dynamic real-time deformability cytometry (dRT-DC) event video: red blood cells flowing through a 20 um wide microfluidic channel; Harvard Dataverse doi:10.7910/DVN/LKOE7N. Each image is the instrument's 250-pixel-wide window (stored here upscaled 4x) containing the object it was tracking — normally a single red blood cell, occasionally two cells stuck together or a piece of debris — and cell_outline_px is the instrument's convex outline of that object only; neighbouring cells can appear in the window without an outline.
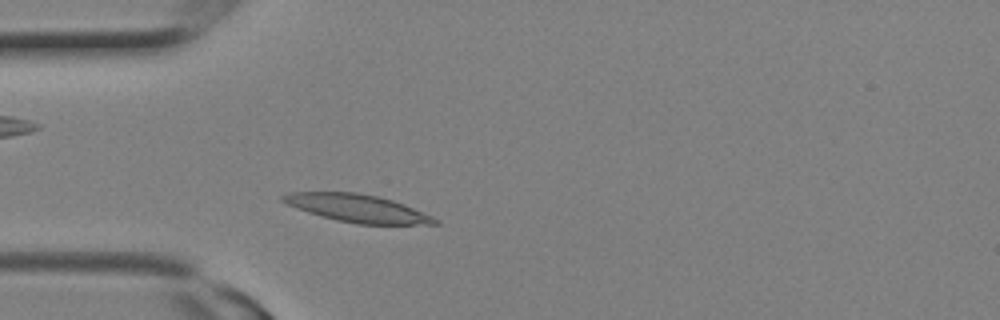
{"species": "Egyptian fruit bat (a non-hibernating species)", "species_latin": "Rousettus aegyptiacus", "temperature_condition": "room temperature", "stored_images_in_passage": 11, "camera_frame_rate_fps": 3000, "um_per_image_px": 0.085, "animal": {"sex": "female"}, "frame": {"image": 1, "passage_image": 2, "time_ms": 0.333, "image_size_px": [1000, 320], "cell_outline_px": [[440, 224], [356, 224], [336, 220], [320, 216], [308, 212], [288, 204], [280, 200], [280, 196], [288, 192], [356, 192], [376, 196], [392, 200], [404, 204], [424, 212], [440, 220]], "centroid_in_image_um": [30.39, 17.7], "position_along_channel_um": 54.6, "area_um2": 24.51}}
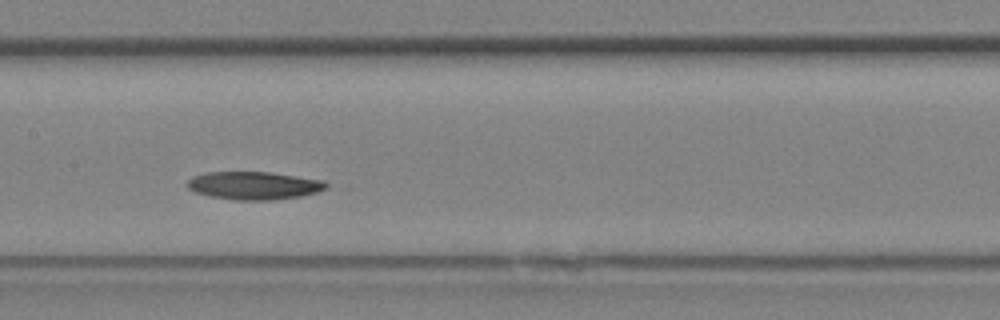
{"frame": {"image": 2, "passage_image": 7, "time_ms": 2.0, "image_size_px": [1000, 320], "cell_outline_px": [[328, 184], [324, 188], [316, 192], [300, 196], [272, 200], [236, 200], [212, 196], [196, 192], [188, 188], [188, 180], [192, 176], [204, 172], [272, 172], [324, 180]], "centroid_in_image_um": [21.58, 15.76], "position_along_channel_um": 185.8, "area_um2": 22.48}}
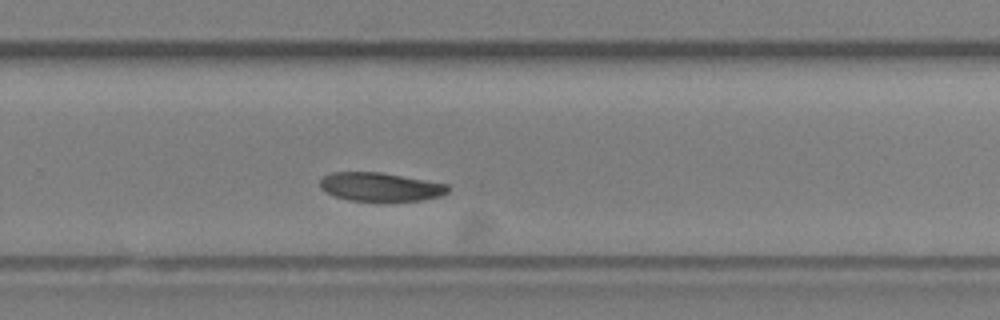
{"frame": {"image": 3, "passage_image": 11, "time_ms": 3.333, "image_size_px": [1000, 320], "cell_outline_px": [[452, 188], [448, 192], [440, 196], [420, 200], [348, 200], [324, 192], [320, 188], [320, 180], [324, 176], [332, 172], [380, 172], [448, 184]], "centroid_in_image_um": [32.33, 15.87], "position_along_channel_um": 297.5, "area_um2": 21.15}}